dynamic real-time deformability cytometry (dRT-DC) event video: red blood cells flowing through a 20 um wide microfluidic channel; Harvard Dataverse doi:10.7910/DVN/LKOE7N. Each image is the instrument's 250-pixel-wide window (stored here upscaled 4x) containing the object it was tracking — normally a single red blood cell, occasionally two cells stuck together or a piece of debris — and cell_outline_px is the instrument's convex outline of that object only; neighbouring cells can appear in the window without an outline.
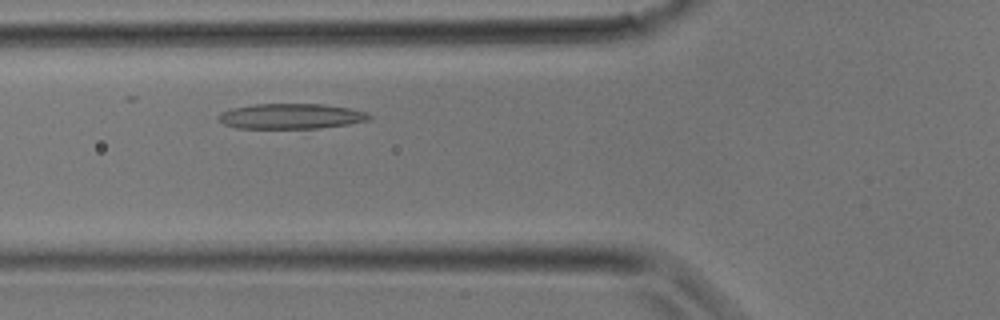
{"species": "common noctule bat (a hibernating species)", "species_latin": "Nyctalus noctula", "temperature_condition": "room temperature", "stored_images_in_passage": 8, "camera_frame_rate_fps": 3000, "um_per_image_px": 0.085, "animal": {"sex": "male", "body_mass_g": 17.9}, "frame": {"image": 1, "passage_image": 4, "time_ms": 1.0, "image_size_px": [1000, 320], "cell_outline_px": [[372, 120], [348, 124], [320, 128], [236, 128], [224, 124], [216, 116], [220, 112], [232, 108], [252, 104], [324, 104], [352, 108], [368, 112], [372, 116]], "centroid_in_image_um": [24.78, 9.87], "position_along_channel_um": 101.0, "area_um2": 22.48}}
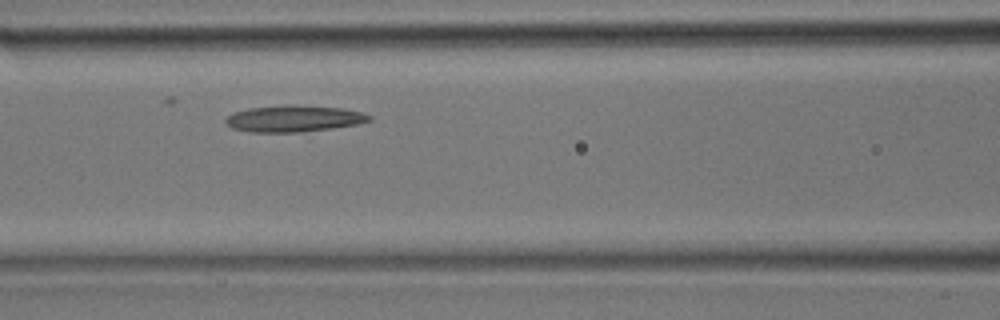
{"frame": {"image": 2, "passage_image": 6, "time_ms": 1.667, "image_size_px": [1000, 320], "cell_outline_px": [[372, 120], [360, 124], [332, 128], [300, 132], [252, 132], [232, 128], [224, 120], [228, 116], [236, 112], [248, 108], [292, 104], [340, 108], [360, 112], [372, 116]], "centroid_in_image_um": [25.01, 10.08], "position_along_channel_um": 141.6, "area_um2": 22.08}}
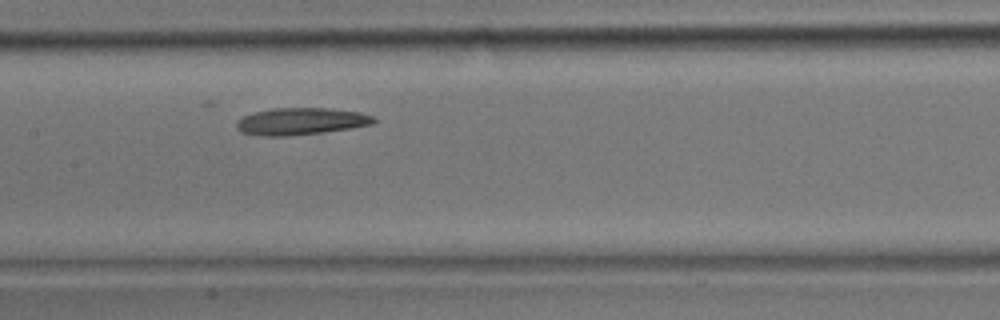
{"frame": {"image": 3, "passage_image": 8, "time_ms": 2.333, "image_size_px": [1000, 320], "cell_outline_px": [[376, 120], [372, 124], [352, 128], [324, 132], [288, 136], [264, 136], [240, 132], [236, 128], [236, 120], [244, 116], [256, 112], [272, 108], [328, 108], [360, 112], [372, 116]], "centroid_in_image_um": [25.56, 10.32], "position_along_channel_um": 181.8, "area_um2": 21.62}}